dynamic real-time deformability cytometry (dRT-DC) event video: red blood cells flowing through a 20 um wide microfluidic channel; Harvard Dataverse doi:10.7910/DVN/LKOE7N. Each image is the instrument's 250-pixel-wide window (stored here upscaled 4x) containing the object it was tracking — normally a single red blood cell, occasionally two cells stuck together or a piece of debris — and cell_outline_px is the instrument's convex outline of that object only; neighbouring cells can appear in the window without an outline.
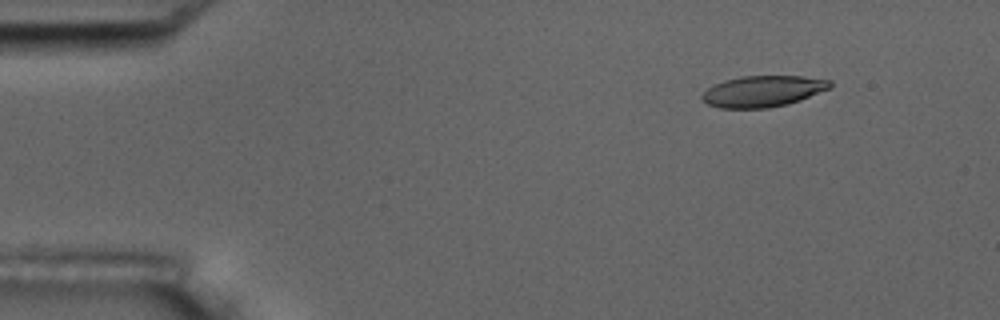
{"species": "common noctule bat (a hibernating species)", "species_latin": "Nyctalus noctula", "temperature_condition": "room temperature", "stored_images_in_passage": 6, "camera_frame_rate_fps": 3000, "um_per_image_px": 0.085, "animal": {"sex": "male", "body_mass_g": 17.5, "forearm_length_mm": 52.3}, "frame": {"image": 1, "passage_image": 2, "time_ms": 1.0, "image_size_px": [1000, 320], "cell_outline_px": [[832, 84], [828, 88], [800, 100], [788, 104], [768, 108], [720, 108], [708, 104], [700, 96], [708, 88], [724, 80], [740, 76], [804, 76], [832, 80]], "centroid_in_image_um": [64.84, 7.75], "position_along_channel_um": 20.2, "area_um2": 23.12}}
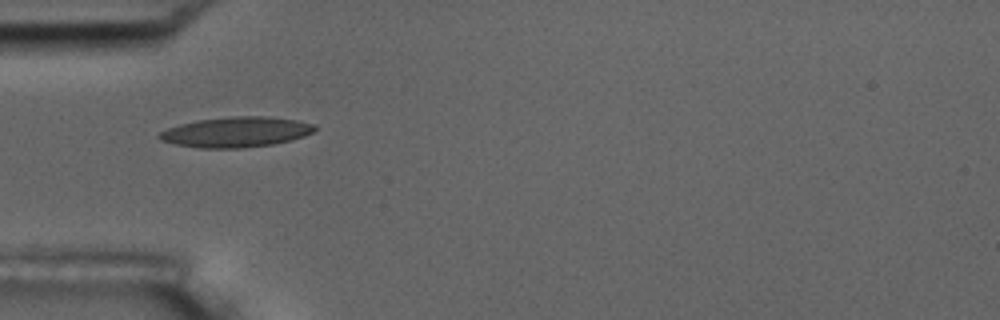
{"frame": {"image": 2, "passage_image": 5, "time_ms": 4.667, "image_size_px": [1000, 320], "cell_outline_px": [[316, 128], [312, 132], [304, 136], [292, 140], [272, 144], [240, 148], [200, 148], [176, 144], [160, 140], [156, 136], [160, 132], [168, 128], [180, 124], [200, 120], [232, 116], [268, 116], [296, 120], [316, 124]], "centroid_in_image_um": [20.08, 11.22], "position_along_channel_um": 64.9, "area_um2": 27.34}}